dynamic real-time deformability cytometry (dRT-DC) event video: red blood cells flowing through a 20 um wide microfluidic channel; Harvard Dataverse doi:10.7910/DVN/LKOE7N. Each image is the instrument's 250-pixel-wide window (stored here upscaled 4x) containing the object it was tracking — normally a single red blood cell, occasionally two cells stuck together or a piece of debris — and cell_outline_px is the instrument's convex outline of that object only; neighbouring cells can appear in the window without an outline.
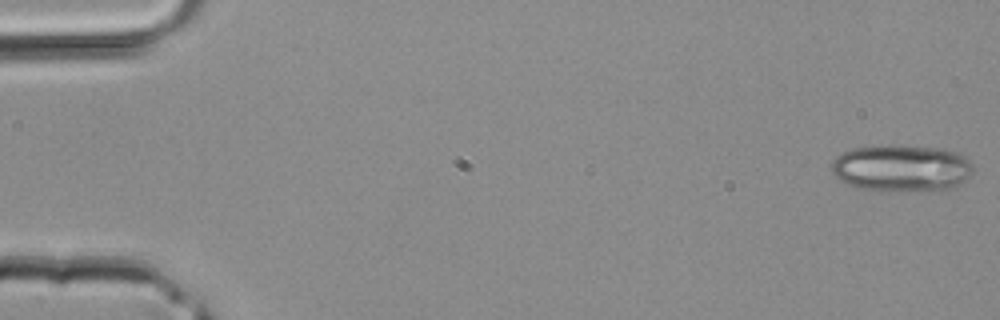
{"species": "common noctule bat (a hibernating species)", "species_latin": "Nyctalus noctula", "temperature_condition": "room temperature", "stored_images_in_passage": 9, "camera_frame_rate_fps": 3000, "um_per_image_px": 0.085, "animal": {"sex": "male", "body_mass_g": 20.4}, "frame": {"image": 1, "passage_image": 1, "time_ms": 0.0, "image_size_px": [1000, 320], "cell_outline_px": [[972, 172], [956, 188], [896, 192], [888, 192], [860, 188], [848, 184], [840, 180], [832, 172], [832, 160], [836, 156], [852, 148], [892, 144], [900, 144], [940, 148], [956, 152], [964, 156], [972, 164]], "centroid_in_image_um": [76.62, 14.29], "position_along_channel_um": 8.4, "area_um2": 39.19}}